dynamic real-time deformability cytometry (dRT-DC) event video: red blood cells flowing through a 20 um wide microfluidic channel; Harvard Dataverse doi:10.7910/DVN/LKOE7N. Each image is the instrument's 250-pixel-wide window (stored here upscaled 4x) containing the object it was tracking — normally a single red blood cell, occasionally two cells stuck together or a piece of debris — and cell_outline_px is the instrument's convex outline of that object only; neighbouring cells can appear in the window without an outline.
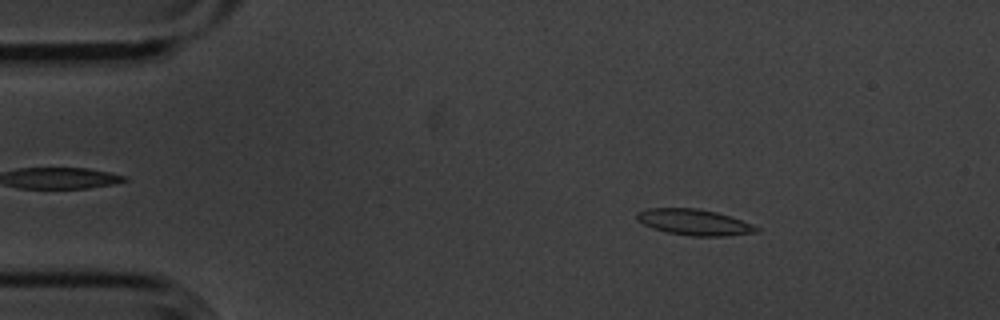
{"species": "common noctule bat (a hibernating species)", "species_latin": "Nyctalus noctula", "temperature_condition": "cold", "stored_images_in_passage": 54, "camera_frame_rate_fps": 3000, "um_per_image_px": 0.085, "animal": {"sex": "male", "body_mass_g": 20.1, "forearm_length_mm": 53.5}, "frame": {"image": 1, "passage_image": 8, "time_ms": 2.333, "image_size_px": [1000, 320], "cell_outline_px": [[760, 232], [724, 236], [692, 236], [668, 232], [652, 228], [636, 220], [636, 212], [648, 208], [700, 208], [732, 216], [752, 224], [760, 228]], "centroid_in_image_um": [59.03, 18.88], "position_along_channel_um": 26.0, "area_um2": 18.26}}
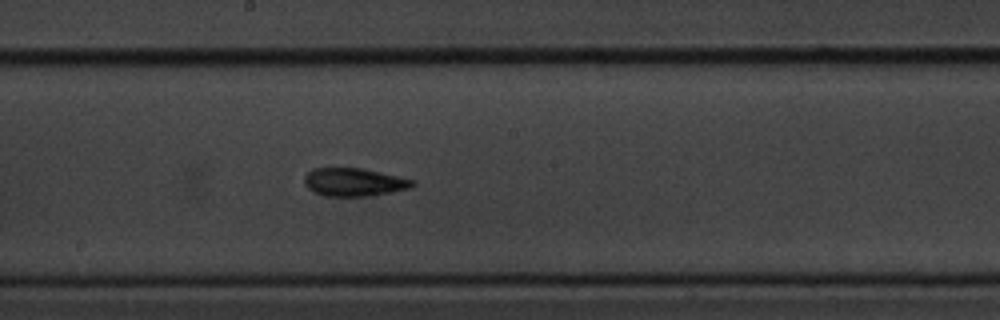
{"frame": {"image": 2, "passage_image": 29, "time_ms": 9.333, "image_size_px": [1000, 320], "cell_outline_px": [[416, 184], [408, 188], [392, 192], [372, 196], [324, 196], [308, 188], [304, 184], [304, 176], [312, 168], [360, 168], [380, 172], [416, 180]], "centroid_in_image_um": [30.09, 15.48], "position_along_channel_um": 218.1, "area_um2": 17.74}}
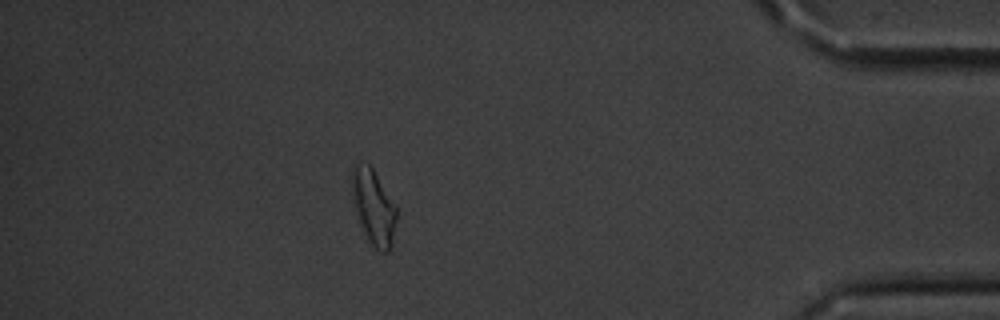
{"frame": {"image": 3, "passage_image": 48, "time_ms": 15.667, "image_size_px": [1000, 320], "cell_outline_px": [[396, 220], [392, 244], [388, 252], [380, 252], [368, 240], [364, 232], [356, 208], [352, 192], [352, 168], [360, 160], [368, 164], [372, 168], [396, 208]], "centroid_in_image_um": [31.75, 17.59], "position_along_channel_um": 403.4, "area_um2": 18.84}, "authors_computed_cell_mechanics": {"area_um2": 17.629, "velocity_mm_per_s": 3.6197, "shape_relaxation_time_tau1_ms": null, "shape_relaxation_time_tau2_ms": 9.391, "deformation_change_tau1": null, "deformation_change_tau2": 0.1718}}